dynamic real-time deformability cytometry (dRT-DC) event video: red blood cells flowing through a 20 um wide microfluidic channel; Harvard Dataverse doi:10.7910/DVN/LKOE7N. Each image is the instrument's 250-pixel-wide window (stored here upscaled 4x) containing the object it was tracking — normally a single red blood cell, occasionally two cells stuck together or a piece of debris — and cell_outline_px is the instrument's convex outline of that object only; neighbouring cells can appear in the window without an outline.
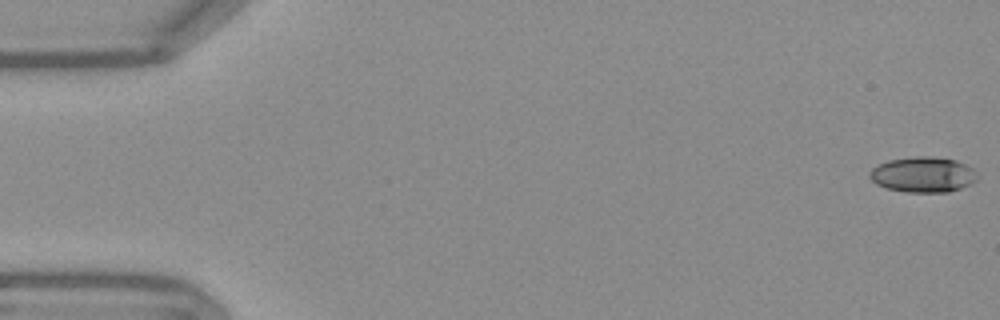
{"species": "Egyptian fruit bat (a non-hibernating species)", "species_latin": "Rousettus aegyptiacus", "temperature_condition": "warm", "stored_images_in_passage": 54, "camera_frame_rate_fps": 3000, "um_per_image_px": 0.085, "frame": {"image": 1, "passage_image": 1, "time_ms": 0.0, "image_size_px": [1000, 320], "cell_outline_px": [[976, 180], [972, 184], [948, 192], [908, 192], [888, 188], [876, 184], [868, 176], [868, 172], [876, 164], [888, 160], [916, 156], [928, 156], [956, 160], [972, 168], [976, 176]], "centroid_in_image_um": [78.42, 14.83], "position_along_channel_um": 6.6, "area_um2": 22.2}}
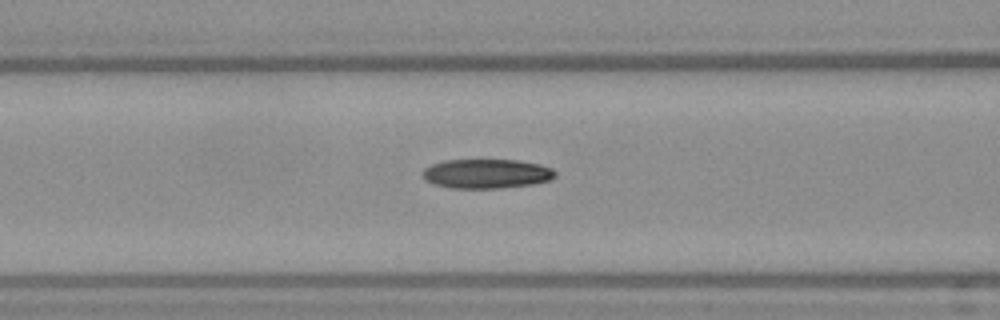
{"frame": {"image": 2, "passage_image": 22, "time_ms": 7.0, "image_size_px": [1000, 320], "cell_outline_px": [[556, 176], [548, 180], [532, 184], [500, 188], [452, 188], [436, 184], [424, 180], [420, 172], [424, 168], [432, 164], [444, 160], [516, 160], [540, 164], [552, 168], [556, 172]], "centroid_in_image_um": [41.33, 14.76], "position_along_channel_um": 125.3, "area_um2": 22.72}}
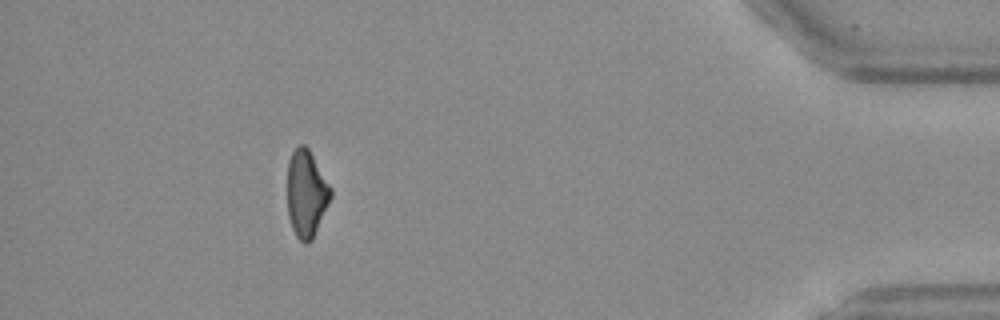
{"frame": {"image": 3, "passage_image": 49, "time_ms": 16.0, "image_size_px": [1000, 320], "cell_outline_px": [[332, 196], [312, 240], [308, 244], [304, 244], [296, 236], [292, 228], [288, 216], [288, 160], [292, 152], [300, 144], [304, 144], [308, 148], [332, 188]], "centroid_in_image_um": [26.04, 16.47], "position_along_channel_um": 409.2, "area_um2": 21.96}, "authors_computed_cell_mechanics": {"area_um2": 22.3975, "velocity_mm_per_s": 3.7875, "shape_relaxation_time_tau1_ms": null, "shape_relaxation_time_tau2_ms": 6.1552, "deformation_change_tau1": null, "deformation_change_tau2": 0.1394}}